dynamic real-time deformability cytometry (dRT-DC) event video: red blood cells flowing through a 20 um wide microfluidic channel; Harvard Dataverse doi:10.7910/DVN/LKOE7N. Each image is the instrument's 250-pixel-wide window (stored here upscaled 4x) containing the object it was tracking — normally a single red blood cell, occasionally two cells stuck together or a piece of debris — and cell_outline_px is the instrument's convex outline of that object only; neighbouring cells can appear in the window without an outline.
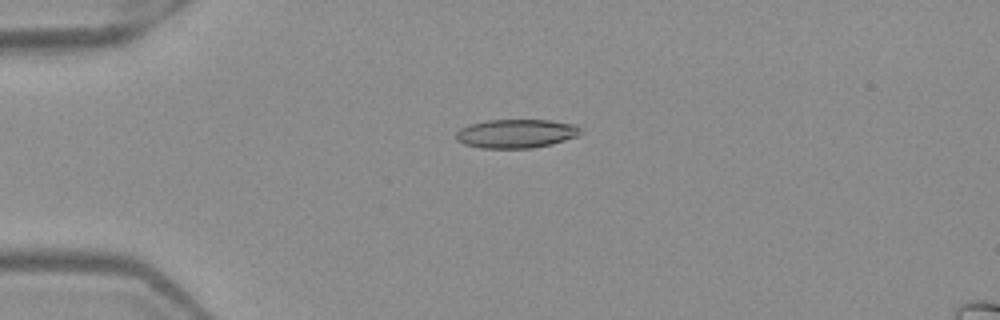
{"species": "Egyptian fruit bat (a non-hibernating species)", "species_latin": "Rousettus aegyptiacus", "temperature_condition": "warm", "stored_images_in_passage": 51, "camera_frame_rate_fps": 3000, "um_per_image_px": 0.085, "frame": {"image": 1, "passage_image": 13, "time_ms": 4.0, "image_size_px": [1000, 320], "cell_outline_px": [[580, 132], [576, 136], [552, 144], [532, 148], [480, 148], [464, 144], [456, 140], [456, 132], [460, 128], [484, 120], [548, 120], [576, 124], [580, 128]], "centroid_in_image_um": [43.85, 11.35], "position_along_channel_um": 41.2, "area_um2": 20.87}}
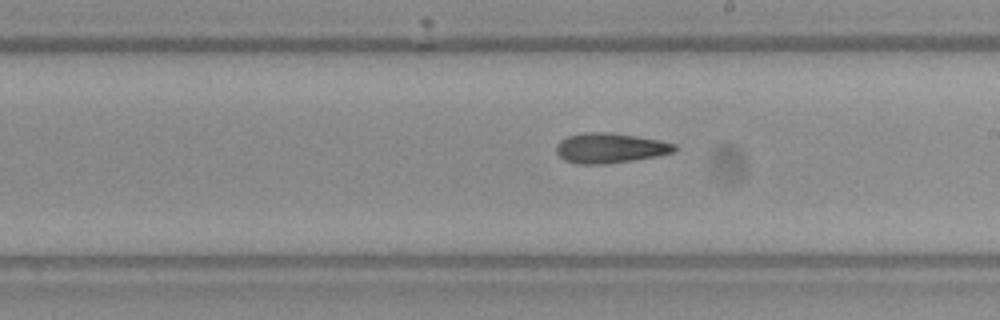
{"frame": {"image": 2, "passage_image": 30, "time_ms": 9.667, "image_size_px": [1000, 320], "cell_outline_px": [[680, 148], [676, 152], [656, 156], [632, 160], [604, 164], [576, 164], [564, 160], [556, 152], [556, 144], [560, 140], [568, 136], [584, 132], [608, 132], [636, 136], [660, 140], [676, 144]], "centroid_in_image_um": [51.87, 12.58], "position_along_channel_um": 237.1, "area_um2": 20.87}}
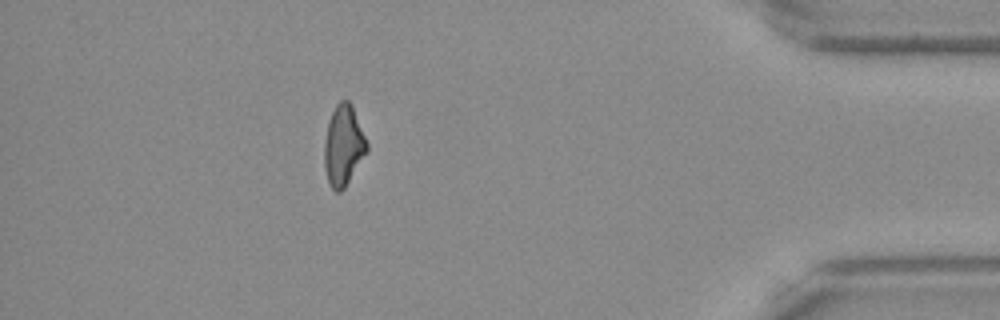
{"frame": {"image": 3, "passage_image": 46, "time_ms": 15.0, "image_size_px": [1000, 320], "cell_outline_px": [[368, 152], [344, 188], [340, 192], [336, 192], [328, 184], [324, 168], [324, 144], [328, 120], [336, 104], [340, 100], [348, 100], [352, 104], [368, 144]], "centroid_in_image_um": [29.19, 12.38], "position_along_channel_um": 406.0, "area_um2": 20.17}, "authors_computed_cell_mechanics": {"area_um2": 20.6346, "velocity_mm_per_s": 4.0053, "shape_relaxation_time_tau1_ms": null, "shape_relaxation_time_tau2_ms": 6.9447, "deformation_change_tau1": null, "deformation_change_tau2": 0.1813}}